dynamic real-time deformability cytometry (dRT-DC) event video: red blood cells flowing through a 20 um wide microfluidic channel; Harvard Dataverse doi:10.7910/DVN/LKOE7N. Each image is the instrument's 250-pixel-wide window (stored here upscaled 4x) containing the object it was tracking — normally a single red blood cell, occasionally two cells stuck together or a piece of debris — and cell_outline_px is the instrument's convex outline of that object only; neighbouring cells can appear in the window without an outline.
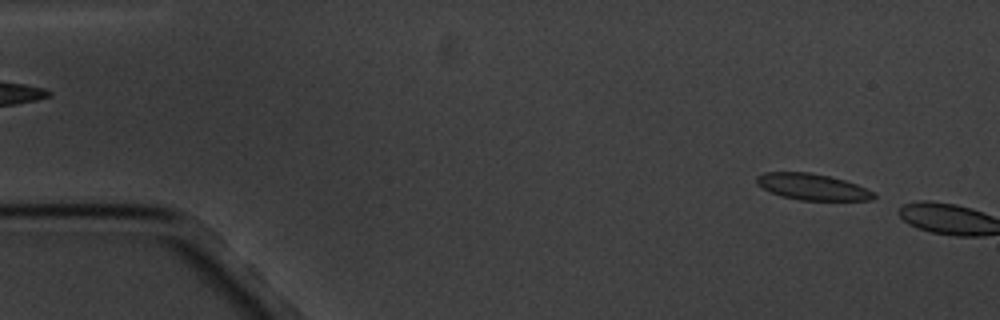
{"species": "common noctule bat (a hibernating species)", "species_latin": "Nyctalus noctula", "temperature_condition": "cold", "stored_images_in_passage": 6, "segment_of_instrument_passage": [2, 2], "camera_frame_rate_fps": 3000, "um_per_image_px": 0.085, "animal": {"sex": "male", "body_mass_g": 20.1, "forearm_length_mm": 53.5}, "frame": {"image": 1, "passage_image": 6, "time_ms": 5.667, "image_size_px": [1000, 320], "cell_outline_px": [[876, 196], [872, 200], [800, 200], [780, 196], [756, 184], [756, 176], [764, 172], [808, 172], [828, 176], [844, 180], [856, 184], [876, 192]], "centroid_in_image_um": [69.06, 15.88], "position_along_channel_um": 15.9, "area_um2": 17.92}}